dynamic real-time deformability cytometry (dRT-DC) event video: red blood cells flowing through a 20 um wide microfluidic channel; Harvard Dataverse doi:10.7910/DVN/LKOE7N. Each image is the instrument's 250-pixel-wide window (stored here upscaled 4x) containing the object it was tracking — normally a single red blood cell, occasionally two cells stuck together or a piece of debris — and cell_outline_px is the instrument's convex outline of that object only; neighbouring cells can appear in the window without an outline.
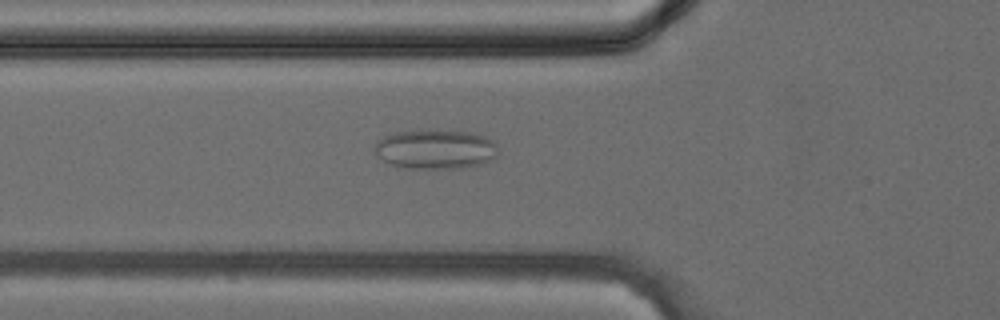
{"species": "common noctule bat (a hibernating species)", "species_latin": "Nyctalus noctula", "temperature_condition": "cold", "stored_images_in_passage": 37, "camera_frame_rate_fps": 3000, "um_per_image_px": 0.085, "animal": {"sex": "female", "body_mass_g": 24.6, "forearm_length_mm": 56.2}, "frame": {"image": 1, "passage_image": 11, "time_ms": 3.333, "image_size_px": [1000, 320], "cell_outline_px": [[496, 156], [480, 164], [460, 168], [408, 168], [388, 164], [376, 156], [372, 148], [376, 140], [384, 136], [396, 132], [468, 132], [484, 136], [492, 140], [496, 144]], "centroid_in_image_um": [36.93, 12.72], "position_along_channel_um": 88.9, "area_um2": 27.86}}